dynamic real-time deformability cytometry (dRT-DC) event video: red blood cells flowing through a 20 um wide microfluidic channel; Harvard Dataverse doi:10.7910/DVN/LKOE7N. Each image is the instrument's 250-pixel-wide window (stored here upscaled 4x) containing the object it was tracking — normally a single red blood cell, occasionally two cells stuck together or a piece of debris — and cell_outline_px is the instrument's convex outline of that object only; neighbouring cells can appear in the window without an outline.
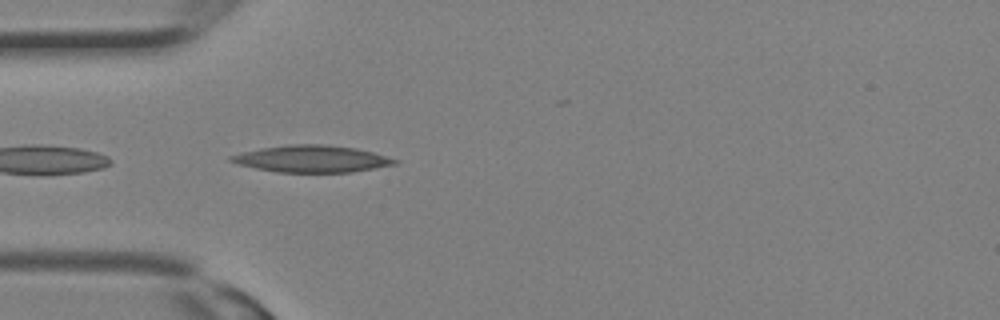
{"species": "Egyptian fruit bat (a non-hibernating species)", "species_latin": "Rousettus aegyptiacus", "temperature_condition": "room temperature", "stored_images_in_passage": 4, "camera_frame_rate_fps": 3000, "um_per_image_px": 0.085, "animal": {"sex": "female"}, "frame": {"image": 1, "passage_image": 1, "time_ms": 0.0, "image_size_px": [1000, 320], "cell_outline_px": [[400, 160], [396, 164], [352, 172], [276, 172], [256, 168], [240, 164], [228, 160], [228, 156], [260, 148], [288, 144], [324, 144], [356, 148], [372, 152]], "centroid_in_image_um": [26.51, 13.49], "position_along_channel_um": 58.5, "area_um2": 25.55}}
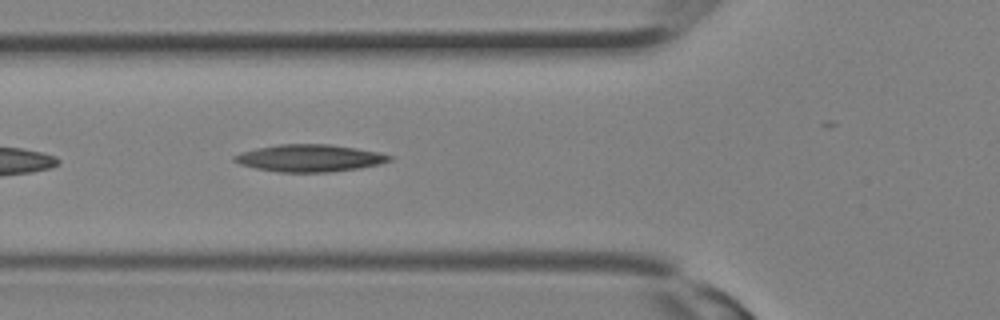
{"frame": {"image": 2, "passage_image": 3, "time_ms": 0.667, "image_size_px": [1000, 320], "cell_outline_px": [[396, 156], [392, 160], [380, 164], [360, 168], [328, 172], [276, 172], [256, 168], [240, 164], [232, 160], [232, 156], [240, 152], [256, 148], [280, 144], [328, 144], [356, 148], [380, 152]], "centroid_in_image_um": [26.34, 13.44], "position_along_channel_um": 99.5, "area_um2": 24.8}}